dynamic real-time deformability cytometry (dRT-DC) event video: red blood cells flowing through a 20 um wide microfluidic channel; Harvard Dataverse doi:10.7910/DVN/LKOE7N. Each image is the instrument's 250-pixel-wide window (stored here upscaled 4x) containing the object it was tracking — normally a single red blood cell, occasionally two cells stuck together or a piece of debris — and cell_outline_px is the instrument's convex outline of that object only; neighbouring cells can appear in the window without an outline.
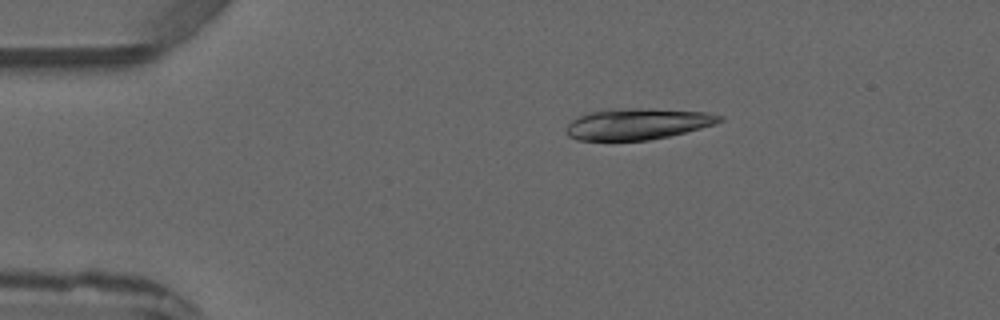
{"species": "common noctule bat (a hibernating species)", "species_latin": "Nyctalus noctula", "temperature_condition": "warm", "stored_images_in_passage": 2, "camera_frame_rate_fps": 3000, "um_per_image_px": 0.085, "animal": {"sex": "male", "forearm_length_mm": 52.5}, "frame": {"image": 1, "passage_image": 1, "time_ms": 0.0, "image_size_px": [1000, 320], "cell_outline_px": [[724, 120], [716, 124], [668, 136], [648, 140], [576, 140], [568, 136], [568, 124], [572, 120], [588, 112], [608, 108], [652, 108], [708, 112], [724, 116]], "centroid_in_image_um": [54.23, 10.51], "position_along_channel_um": 30.8, "area_um2": 28.03}}